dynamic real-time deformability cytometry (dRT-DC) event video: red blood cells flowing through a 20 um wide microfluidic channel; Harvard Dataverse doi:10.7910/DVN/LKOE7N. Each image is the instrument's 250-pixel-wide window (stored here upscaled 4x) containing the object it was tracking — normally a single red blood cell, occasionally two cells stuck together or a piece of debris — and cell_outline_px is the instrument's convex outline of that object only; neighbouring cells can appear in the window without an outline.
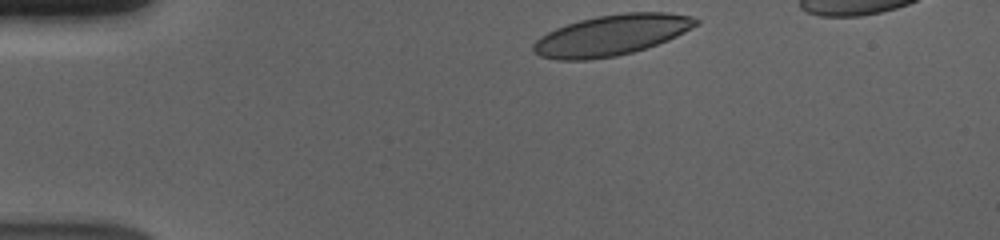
{"species": "human", "species_latin": "Homo sapiens", "temperature_condition": "cold", "stored_images_in_passage": 38, "camera_frame_rate_fps": 3000, "um_per_image_px": 0.085, "donor": {"sex": "male"}, "frame": {"image": 1, "passage_image": 1, "time_ms": 0.0, "image_size_px": [1000, 240], "cell_outline_px": [[700, 24], [668, 40], [632, 52], [616, 56], [588, 60], [556, 60], [540, 56], [532, 52], [532, 44], [540, 36], [556, 28], [580, 20], [596, 16], [624, 12], [668, 12], [692, 16], [700, 20]], "centroid_in_image_um": [51.97, 2.98], "position_along_channel_um": 33.0, "area_um2": 38.67}}
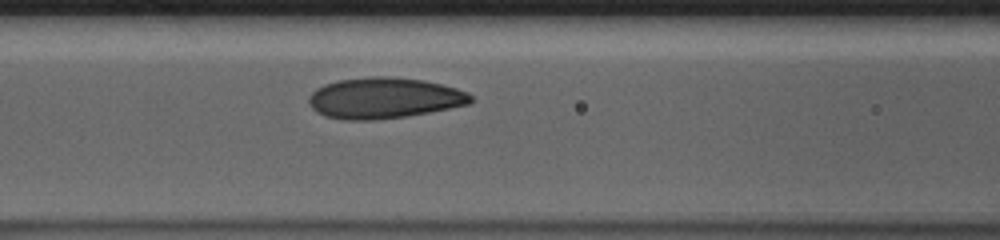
{"frame": {"image": 2, "passage_image": 14, "time_ms": 4.333, "image_size_px": [1000, 240], "cell_outline_px": [[476, 100], [468, 104], [428, 112], [404, 116], [376, 120], [344, 120], [324, 116], [316, 112], [308, 104], [308, 96], [316, 88], [324, 84], [340, 80], [372, 76], [388, 76], [424, 80], [456, 88], [468, 92]], "centroid_in_image_um": [32.62, 8.33], "position_along_channel_um": 134.0, "area_um2": 38.73}}
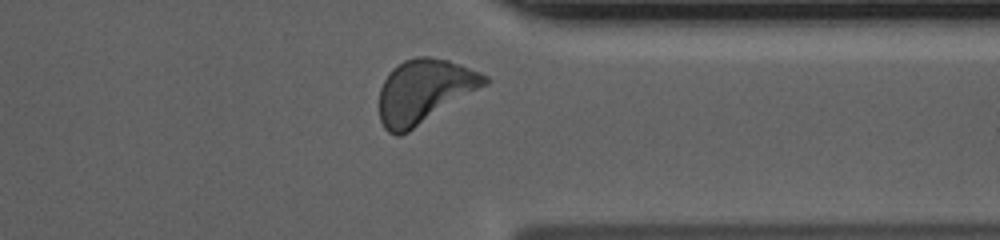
{"frame": {"image": 3, "passage_image": 34, "time_ms": 11.0, "image_size_px": [1000, 240], "cell_outline_px": [[492, 80], [488, 84], [408, 132], [400, 136], [396, 136], [388, 132], [384, 128], [380, 120], [380, 88], [388, 72], [392, 68], [404, 60], [416, 56], [428, 56], [448, 60], [460, 64], [480, 72], [488, 76]], "centroid_in_image_um": [36.07, 7.75], "position_along_channel_um": 375.3, "area_um2": 39.36}, "authors_computed_cell_mechanics": {"area_um2": 37.7145, "velocity_mm_per_s": 3.6564, "shape_relaxation_time_tau1_ms": 2.9461, "shape_relaxation_time_tau2_ms": null, "deformation_change_tau1": 0.1139, "deformation_change_tau2": null}}